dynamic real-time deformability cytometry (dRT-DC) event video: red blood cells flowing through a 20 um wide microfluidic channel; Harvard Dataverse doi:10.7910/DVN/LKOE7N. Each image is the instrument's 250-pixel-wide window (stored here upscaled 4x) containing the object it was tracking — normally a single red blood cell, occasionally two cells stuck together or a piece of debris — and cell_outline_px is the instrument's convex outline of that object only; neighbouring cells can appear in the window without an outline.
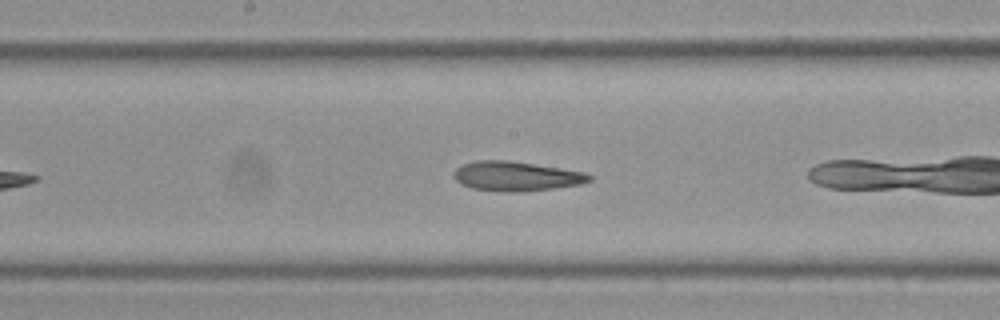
{"species": "Egyptian fruit bat (a non-hibernating species)", "species_latin": "Rousettus aegyptiacus", "temperature_condition": "cold", "stored_images_in_passage": 40, "camera_frame_rate_fps": 3000, "um_per_image_px": 0.085, "frame": {"image": 1, "passage_image": 12, "time_ms": 3.667, "image_size_px": [1000, 320], "cell_outline_px": [[592, 180], [580, 184], [552, 188], [520, 192], [512, 192], [472, 188], [460, 184], [452, 176], [452, 172], [456, 168], [464, 164], [476, 160], [508, 160], [560, 168], [584, 172], [592, 176]], "centroid_in_image_um": [43.84, 14.97], "position_along_channel_um": 204.4, "area_um2": 23.18}, "authors_computed_cell_mechanics": {"area_um2": 23.4379, "velocity_mm_per_s": 3.5075, "shape_relaxation_time_tau1_ms": null, "shape_relaxation_time_tau2_ms": 4.3889, "deformation_change_tau1": null, "deformation_change_tau2": 0.1248}}